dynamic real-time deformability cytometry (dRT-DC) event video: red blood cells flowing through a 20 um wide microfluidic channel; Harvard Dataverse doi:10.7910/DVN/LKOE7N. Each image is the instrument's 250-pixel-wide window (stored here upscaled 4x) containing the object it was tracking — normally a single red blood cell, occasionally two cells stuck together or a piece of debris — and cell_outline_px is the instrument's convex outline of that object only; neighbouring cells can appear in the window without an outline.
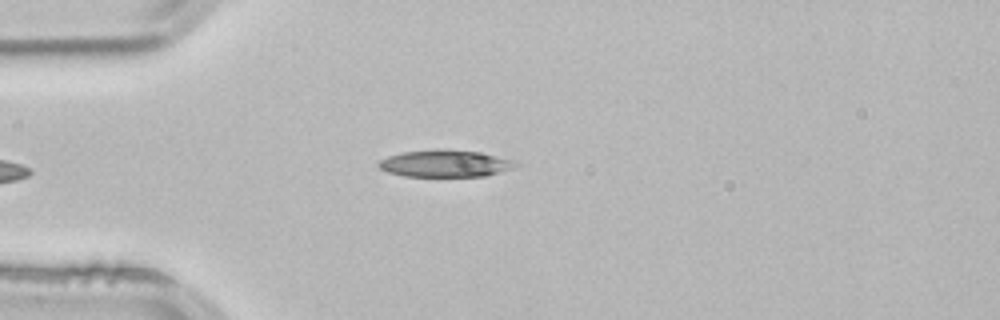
{"species": "common noctule bat (a hibernating species)", "species_latin": "Nyctalus noctula", "temperature_condition": "room temperature", "stored_images_in_passage": 3, "camera_frame_rate_fps": 3000, "um_per_image_px": 0.085, "animal": {"sex": "male", "body_mass_g": 21.5, "forearm_length_mm": 52.0}, "frame": {"image": 1, "passage_image": 3, "time_ms": 0.667, "image_size_px": [1000, 320], "cell_outline_px": [[520, 164], [516, 168], [484, 176], [404, 176], [388, 172], [380, 168], [376, 164], [380, 160], [388, 156], [404, 152], [436, 148], [480, 152], [512, 160]], "centroid_in_image_um": [37.84, 13.89], "position_along_channel_um": 47.2, "area_um2": 21.62}}